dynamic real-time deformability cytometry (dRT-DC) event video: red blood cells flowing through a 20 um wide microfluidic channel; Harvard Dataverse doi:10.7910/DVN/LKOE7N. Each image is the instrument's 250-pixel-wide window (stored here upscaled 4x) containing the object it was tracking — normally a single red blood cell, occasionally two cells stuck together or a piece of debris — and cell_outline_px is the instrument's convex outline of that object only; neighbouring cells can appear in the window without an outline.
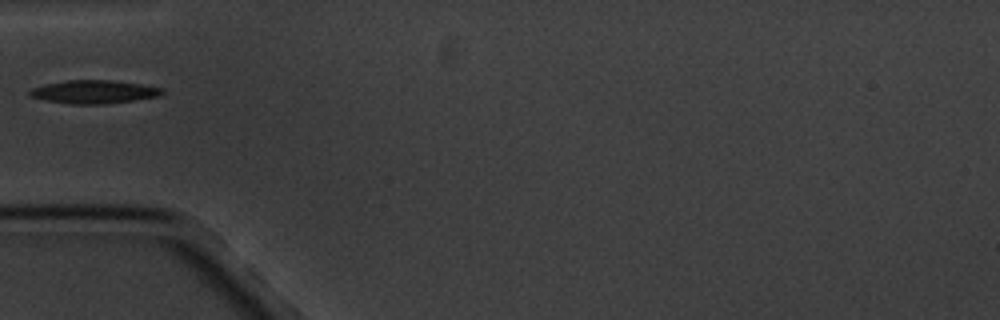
{"species": "common noctule bat (a hibernating species)", "species_latin": "Nyctalus noctula", "temperature_condition": "cold", "stored_images_in_passage": 1, "camera_frame_rate_fps": 3000, "um_per_image_px": 0.085, "animal": {"sex": "male", "body_mass_g": 20.1, "forearm_length_mm": 53.5}, "frame": {"image": 1, "passage_image": 1, "time_ms": 0.0, "image_size_px": [1000, 320], "cell_outline_px": [[164, 92], [160, 96], [136, 100], [104, 104], [72, 104], [44, 100], [28, 96], [28, 88], [44, 84], [68, 80], [112, 80], [140, 84], [164, 88]], "centroid_in_image_um": [7.95, 7.8], "position_along_channel_um": 77.0, "area_um2": 18.21}}